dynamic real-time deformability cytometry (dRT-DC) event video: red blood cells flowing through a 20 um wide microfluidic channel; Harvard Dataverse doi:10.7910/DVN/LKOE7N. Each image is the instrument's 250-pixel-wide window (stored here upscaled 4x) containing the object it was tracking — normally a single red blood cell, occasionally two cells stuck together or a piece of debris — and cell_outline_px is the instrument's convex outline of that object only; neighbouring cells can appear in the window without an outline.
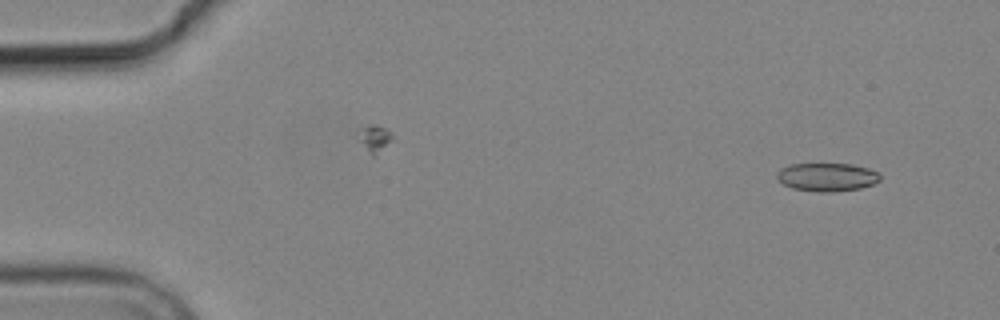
{"species": "common noctule bat (a hibernating species)", "species_latin": "Nyctalus noctula", "temperature_condition": "cold", "stored_images_in_passage": 4, "camera_frame_rate_fps": 3000, "um_per_image_px": 0.085, "animal": {"sex": "male", "body_mass_g": 19.2, "forearm_length_mm": 51.8}, "frame": {"image": 1, "passage_image": 4, "time_ms": 5.667, "image_size_px": [1000, 320], "cell_outline_px": [[880, 180], [872, 184], [860, 188], [832, 192], [820, 192], [792, 188], [776, 180], [776, 176], [780, 168], [788, 164], [852, 164], [868, 168], [880, 172]], "centroid_in_image_um": [70.28, 15.04], "position_along_channel_um": 14.7, "area_um2": 17.11}}